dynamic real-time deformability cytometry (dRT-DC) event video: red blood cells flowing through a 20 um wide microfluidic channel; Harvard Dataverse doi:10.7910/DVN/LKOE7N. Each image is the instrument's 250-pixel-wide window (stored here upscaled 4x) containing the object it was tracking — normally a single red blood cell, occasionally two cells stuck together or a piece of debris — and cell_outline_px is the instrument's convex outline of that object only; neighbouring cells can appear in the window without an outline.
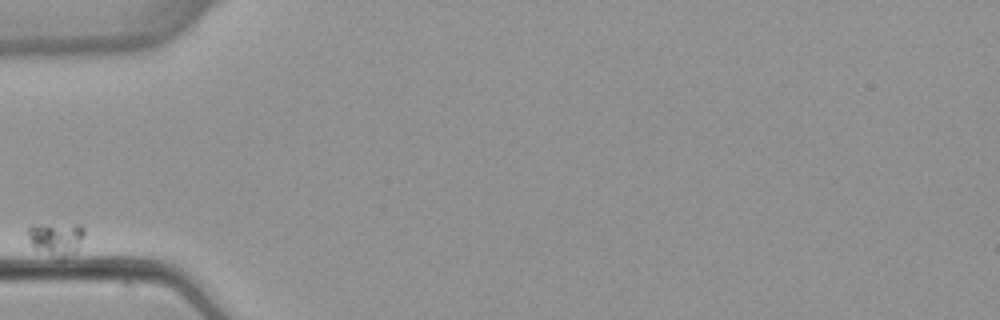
{"species": "common noctule bat (a hibernating species)", "species_latin": "Nyctalus noctula", "temperature_condition": "warm", "stored_images_in_passage": 3, "camera_frame_rate_fps": 3000, "um_per_image_px": 0.085, "animal": {"sex": "female", "body_mass_g": 22.7, "forearm_length_mm": 54.2}, "frame": {"image": 1, "passage_image": 1, "time_ms": 0.0, "image_size_px": [1000, 320], "cell_outline_px": [[84, 236], [80, 244], [72, 252], [60, 260], [36, 248], [32, 244], [24, 232], [32, 224], [80, 224], [84, 228]], "centroid_in_image_um": [4.75, 20.25], "position_along_channel_um": 80.3, "area_um2": 10.98}}
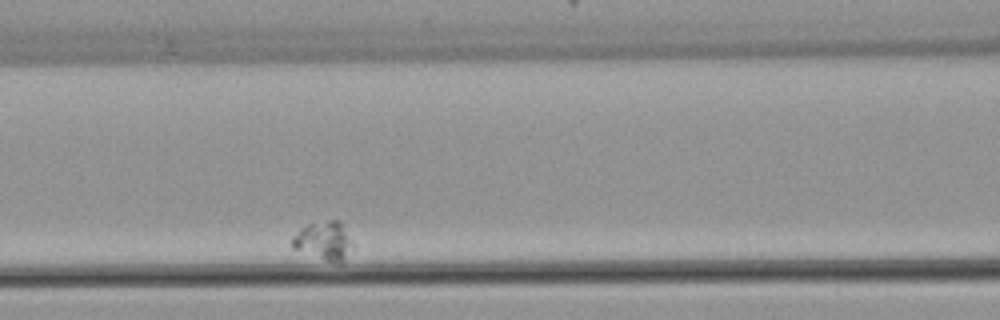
{"frame": {"image": 2, "passage_image": 3, "time_ms": 2.333, "image_size_px": [1000, 320], "cell_outline_px": [[352, 244], [344, 256], [340, 260], [328, 260], [292, 248], [288, 240], [300, 228], [308, 224], [328, 220], [340, 220]], "centroid_in_image_um": [27.41, 20.39], "position_along_channel_um": 139.2, "area_um2": 12.95}}